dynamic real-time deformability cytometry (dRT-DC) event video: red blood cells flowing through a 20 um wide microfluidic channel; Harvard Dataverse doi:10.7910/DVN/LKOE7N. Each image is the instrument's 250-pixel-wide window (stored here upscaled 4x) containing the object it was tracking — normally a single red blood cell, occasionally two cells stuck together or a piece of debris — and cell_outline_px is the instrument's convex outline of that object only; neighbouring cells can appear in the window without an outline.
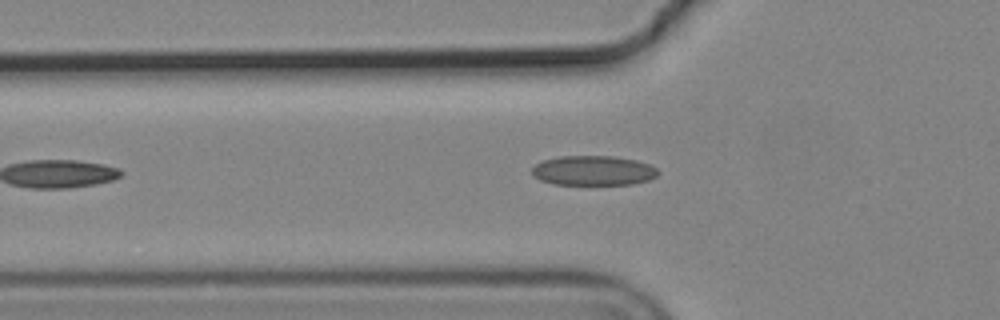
{"species": "common noctule bat (a hibernating species)", "species_latin": "Nyctalus noctula", "temperature_condition": "cold", "stored_images_in_passage": 30, "camera_frame_rate_fps": 3000, "um_per_image_px": 0.085, "animal": {"sex": "male", "body_mass_g": 19.2, "forearm_length_mm": 51.8}, "frame": {"image": 1, "passage_image": 9, "time_ms": 2.667, "image_size_px": [1000, 320], "cell_outline_px": [[660, 172], [656, 176], [648, 180], [632, 184], [556, 184], [540, 180], [532, 176], [532, 168], [536, 164], [544, 160], [560, 156], [612, 156], [636, 160], [648, 164], [656, 168]], "centroid_in_image_um": [50.42, 14.49], "position_along_channel_um": 75.4, "area_um2": 21.73}}